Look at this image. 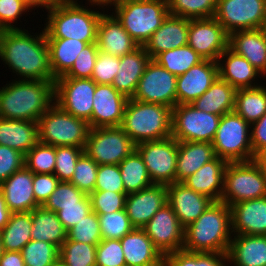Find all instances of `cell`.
<instances>
[{
  "instance_id": "6da1fadb",
  "label": "cell",
  "mask_w": 266,
  "mask_h": 266,
  "mask_svg": "<svg viewBox=\"0 0 266 266\" xmlns=\"http://www.w3.org/2000/svg\"><path fill=\"white\" fill-rule=\"evenodd\" d=\"M41 31L39 35H31L26 29L0 31V59L19 80H56L44 29Z\"/></svg>"
},
{
  "instance_id": "7a4b0ae2",
  "label": "cell",
  "mask_w": 266,
  "mask_h": 266,
  "mask_svg": "<svg viewBox=\"0 0 266 266\" xmlns=\"http://www.w3.org/2000/svg\"><path fill=\"white\" fill-rule=\"evenodd\" d=\"M54 82L12 80L0 88V117L38 122L54 104Z\"/></svg>"
},
{
  "instance_id": "3957f363",
  "label": "cell",
  "mask_w": 266,
  "mask_h": 266,
  "mask_svg": "<svg viewBox=\"0 0 266 266\" xmlns=\"http://www.w3.org/2000/svg\"><path fill=\"white\" fill-rule=\"evenodd\" d=\"M232 236L230 206L223 201H213L194 222L184 228L182 249L227 253Z\"/></svg>"
},
{
  "instance_id": "277c9868",
  "label": "cell",
  "mask_w": 266,
  "mask_h": 266,
  "mask_svg": "<svg viewBox=\"0 0 266 266\" xmlns=\"http://www.w3.org/2000/svg\"><path fill=\"white\" fill-rule=\"evenodd\" d=\"M78 0H60L49 9L45 21L46 38L77 39L97 43V26L102 11L82 6Z\"/></svg>"
},
{
  "instance_id": "5b68a950",
  "label": "cell",
  "mask_w": 266,
  "mask_h": 266,
  "mask_svg": "<svg viewBox=\"0 0 266 266\" xmlns=\"http://www.w3.org/2000/svg\"><path fill=\"white\" fill-rule=\"evenodd\" d=\"M120 127L136 145L169 138L172 134V108L129 98Z\"/></svg>"
},
{
  "instance_id": "8992f818",
  "label": "cell",
  "mask_w": 266,
  "mask_h": 266,
  "mask_svg": "<svg viewBox=\"0 0 266 266\" xmlns=\"http://www.w3.org/2000/svg\"><path fill=\"white\" fill-rule=\"evenodd\" d=\"M114 8L112 14L140 46L145 45L169 15L167 0H126Z\"/></svg>"
},
{
  "instance_id": "52a82bcc",
  "label": "cell",
  "mask_w": 266,
  "mask_h": 266,
  "mask_svg": "<svg viewBox=\"0 0 266 266\" xmlns=\"http://www.w3.org/2000/svg\"><path fill=\"white\" fill-rule=\"evenodd\" d=\"M90 130L88 121L69 114L54 103L38 119V142L85 149Z\"/></svg>"
},
{
  "instance_id": "ba28073f",
  "label": "cell",
  "mask_w": 266,
  "mask_h": 266,
  "mask_svg": "<svg viewBox=\"0 0 266 266\" xmlns=\"http://www.w3.org/2000/svg\"><path fill=\"white\" fill-rule=\"evenodd\" d=\"M251 125L234 111L221 116L212 142L217 157L231 162L254 160Z\"/></svg>"
},
{
  "instance_id": "9c48e42d",
  "label": "cell",
  "mask_w": 266,
  "mask_h": 266,
  "mask_svg": "<svg viewBox=\"0 0 266 266\" xmlns=\"http://www.w3.org/2000/svg\"><path fill=\"white\" fill-rule=\"evenodd\" d=\"M265 196L266 173L254 160L227 164L221 201L231 206Z\"/></svg>"
},
{
  "instance_id": "30bf717a",
  "label": "cell",
  "mask_w": 266,
  "mask_h": 266,
  "mask_svg": "<svg viewBox=\"0 0 266 266\" xmlns=\"http://www.w3.org/2000/svg\"><path fill=\"white\" fill-rule=\"evenodd\" d=\"M221 116L198 110L192 104L176 105L172 109V134L177 141L212 143Z\"/></svg>"
},
{
  "instance_id": "8fae6325",
  "label": "cell",
  "mask_w": 266,
  "mask_h": 266,
  "mask_svg": "<svg viewBox=\"0 0 266 266\" xmlns=\"http://www.w3.org/2000/svg\"><path fill=\"white\" fill-rule=\"evenodd\" d=\"M136 149L120 126L91 128L84 151L98 165H118Z\"/></svg>"
},
{
  "instance_id": "7c38bea8",
  "label": "cell",
  "mask_w": 266,
  "mask_h": 266,
  "mask_svg": "<svg viewBox=\"0 0 266 266\" xmlns=\"http://www.w3.org/2000/svg\"><path fill=\"white\" fill-rule=\"evenodd\" d=\"M266 0H217L214 18L230 35L236 31L263 28Z\"/></svg>"
},
{
  "instance_id": "4fadbf2b",
  "label": "cell",
  "mask_w": 266,
  "mask_h": 266,
  "mask_svg": "<svg viewBox=\"0 0 266 266\" xmlns=\"http://www.w3.org/2000/svg\"><path fill=\"white\" fill-rule=\"evenodd\" d=\"M152 183L169 185L176 182L178 141L172 136L136 145Z\"/></svg>"
},
{
  "instance_id": "5bb4252c",
  "label": "cell",
  "mask_w": 266,
  "mask_h": 266,
  "mask_svg": "<svg viewBox=\"0 0 266 266\" xmlns=\"http://www.w3.org/2000/svg\"><path fill=\"white\" fill-rule=\"evenodd\" d=\"M96 83L91 78L59 77L54 82V103L69 114L90 121Z\"/></svg>"
},
{
  "instance_id": "9a60e30c",
  "label": "cell",
  "mask_w": 266,
  "mask_h": 266,
  "mask_svg": "<svg viewBox=\"0 0 266 266\" xmlns=\"http://www.w3.org/2000/svg\"><path fill=\"white\" fill-rule=\"evenodd\" d=\"M176 82L177 76L151 59L132 99L144 103L161 104L173 109L177 105Z\"/></svg>"
},
{
  "instance_id": "2e32d148",
  "label": "cell",
  "mask_w": 266,
  "mask_h": 266,
  "mask_svg": "<svg viewBox=\"0 0 266 266\" xmlns=\"http://www.w3.org/2000/svg\"><path fill=\"white\" fill-rule=\"evenodd\" d=\"M228 42L229 35L214 17L189 19L188 45L204 60L217 62Z\"/></svg>"
},
{
  "instance_id": "e0dca14e",
  "label": "cell",
  "mask_w": 266,
  "mask_h": 266,
  "mask_svg": "<svg viewBox=\"0 0 266 266\" xmlns=\"http://www.w3.org/2000/svg\"><path fill=\"white\" fill-rule=\"evenodd\" d=\"M143 229L163 257L183 247L184 227L168 203L158 210Z\"/></svg>"
},
{
  "instance_id": "ac0fdd59",
  "label": "cell",
  "mask_w": 266,
  "mask_h": 266,
  "mask_svg": "<svg viewBox=\"0 0 266 266\" xmlns=\"http://www.w3.org/2000/svg\"><path fill=\"white\" fill-rule=\"evenodd\" d=\"M129 98L109 84H96L91 128L120 126Z\"/></svg>"
},
{
  "instance_id": "d6986e66",
  "label": "cell",
  "mask_w": 266,
  "mask_h": 266,
  "mask_svg": "<svg viewBox=\"0 0 266 266\" xmlns=\"http://www.w3.org/2000/svg\"><path fill=\"white\" fill-rule=\"evenodd\" d=\"M167 203V185L155 184L126 196L125 210L134 228H143Z\"/></svg>"
},
{
  "instance_id": "ffe728a7",
  "label": "cell",
  "mask_w": 266,
  "mask_h": 266,
  "mask_svg": "<svg viewBox=\"0 0 266 266\" xmlns=\"http://www.w3.org/2000/svg\"><path fill=\"white\" fill-rule=\"evenodd\" d=\"M219 77L218 62L203 60L187 72L177 76V105L191 104Z\"/></svg>"
},
{
  "instance_id": "44dd1931",
  "label": "cell",
  "mask_w": 266,
  "mask_h": 266,
  "mask_svg": "<svg viewBox=\"0 0 266 266\" xmlns=\"http://www.w3.org/2000/svg\"><path fill=\"white\" fill-rule=\"evenodd\" d=\"M212 202L211 198L195 192L182 182L167 185V203L184 228L194 222Z\"/></svg>"
},
{
  "instance_id": "7402d4cb",
  "label": "cell",
  "mask_w": 266,
  "mask_h": 266,
  "mask_svg": "<svg viewBox=\"0 0 266 266\" xmlns=\"http://www.w3.org/2000/svg\"><path fill=\"white\" fill-rule=\"evenodd\" d=\"M0 190L12 213L31 212L40 206L33 193V173L25 165L3 181Z\"/></svg>"
},
{
  "instance_id": "603a6c76",
  "label": "cell",
  "mask_w": 266,
  "mask_h": 266,
  "mask_svg": "<svg viewBox=\"0 0 266 266\" xmlns=\"http://www.w3.org/2000/svg\"><path fill=\"white\" fill-rule=\"evenodd\" d=\"M232 234L266 235V196L230 206Z\"/></svg>"
},
{
  "instance_id": "cb8c5ba5",
  "label": "cell",
  "mask_w": 266,
  "mask_h": 266,
  "mask_svg": "<svg viewBox=\"0 0 266 266\" xmlns=\"http://www.w3.org/2000/svg\"><path fill=\"white\" fill-rule=\"evenodd\" d=\"M99 51L113 56H124L140 45L135 42L113 14L103 12L97 26Z\"/></svg>"
},
{
  "instance_id": "d4e9b609",
  "label": "cell",
  "mask_w": 266,
  "mask_h": 266,
  "mask_svg": "<svg viewBox=\"0 0 266 266\" xmlns=\"http://www.w3.org/2000/svg\"><path fill=\"white\" fill-rule=\"evenodd\" d=\"M188 30L189 19L169 14L144 48L151 59H154L161 52L188 45Z\"/></svg>"
},
{
  "instance_id": "484cf974",
  "label": "cell",
  "mask_w": 266,
  "mask_h": 266,
  "mask_svg": "<svg viewBox=\"0 0 266 266\" xmlns=\"http://www.w3.org/2000/svg\"><path fill=\"white\" fill-rule=\"evenodd\" d=\"M120 242L126 266H164V257L143 228H134Z\"/></svg>"
},
{
  "instance_id": "4316f807",
  "label": "cell",
  "mask_w": 266,
  "mask_h": 266,
  "mask_svg": "<svg viewBox=\"0 0 266 266\" xmlns=\"http://www.w3.org/2000/svg\"><path fill=\"white\" fill-rule=\"evenodd\" d=\"M217 62L219 77L236 90L260 86L254 79L262 77V74L246 58L236 54L229 47L221 53Z\"/></svg>"
},
{
  "instance_id": "83f0119b",
  "label": "cell",
  "mask_w": 266,
  "mask_h": 266,
  "mask_svg": "<svg viewBox=\"0 0 266 266\" xmlns=\"http://www.w3.org/2000/svg\"><path fill=\"white\" fill-rule=\"evenodd\" d=\"M228 47L266 77V31L261 28L233 32L229 35Z\"/></svg>"
},
{
  "instance_id": "f1b7e54d",
  "label": "cell",
  "mask_w": 266,
  "mask_h": 266,
  "mask_svg": "<svg viewBox=\"0 0 266 266\" xmlns=\"http://www.w3.org/2000/svg\"><path fill=\"white\" fill-rule=\"evenodd\" d=\"M227 164V161L216 157L184 179L182 183L195 192L211 198L213 201H221Z\"/></svg>"
},
{
  "instance_id": "f546056e",
  "label": "cell",
  "mask_w": 266,
  "mask_h": 266,
  "mask_svg": "<svg viewBox=\"0 0 266 266\" xmlns=\"http://www.w3.org/2000/svg\"><path fill=\"white\" fill-rule=\"evenodd\" d=\"M227 255L230 265L266 266V235L233 234Z\"/></svg>"
},
{
  "instance_id": "4dcf8cb0",
  "label": "cell",
  "mask_w": 266,
  "mask_h": 266,
  "mask_svg": "<svg viewBox=\"0 0 266 266\" xmlns=\"http://www.w3.org/2000/svg\"><path fill=\"white\" fill-rule=\"evenodd\" d=\"M151 57L144 46L120 57V65L112 86L128 98H132Z\"/></svg>"
},
{
  "instance_id": "1f68e13d",
  "label": "cell",
  "mask_w": 266,
  "mask_h": 266,
  "mask_svg": "<svg viewBox=\"0 0 266 266\" xmlns=\"http://www.w3.org/2000/svg\"><path fill=\"white\" fill-rule=\"evenodd\" d=\"M216 157L212 143L178 141L176 182H182Z\"/></svg>"
},
{
  "instance_id": "d6a6232c",
  "label": "cell",
  "mask_w": 266,
  "mask_h": 266,
  "mask_svg": "<svg viewBox=\"0 0 266 266\" xmlns=\"http://www.w3.org/2000/svg\"><path fill=\"white\" fill-rule=\"evenodd\" d=\"M38 143V122L0 117V145L24 156Z\"/></svg>"
},
{
  "instance_id": "836d02e7",
  "label": "cell",
  "mask_w": 266,
  "mask_h": 266,
  "mask_svg": "<svg viewBox=\"0 0 266 266\" xmlns=\"http://www.w3.org/2000/svg\"><path fill=\"white\" fill-rule=\"evenodd\" d=\"M236 89L218 77L198 99L191 104L198 110L222 116L234 111Z\"/></svg>"
},
{
  "instance_id": "e575fe53",
  "label": "cell",
  "mask_w": 266,
  "mask_h": 266,
  "mask_svg": "<svg viewBox=\"0 0 266 266\" xmlns=\"http://www.w3.org/2000/svg\"><path fill=\"white\" fill-rule=\"evenodd\" d=\"M50 67L55 79L64 76L73 66L75 59L83 48L88 45L77 39L46 38Z\"/></svg>"
},
{
  "instance_id": "d590c367",
  "label": "cell",
  "mask_w": 266,
  "mask_h": 266,
  "mask_svg": "<svg viewBox=\"0 0 266 266\" xmlns=\"http://www.w3.org/2000/svg\"><path fill=\"white\" fill-rule=\"evenodd\" d=\"M31 239L49 242L60 248L67 239V231L55 212L39 206L32 210Z\"/></svg>"
},
{
  "instance_id": "8d00e7d4",
  "label": "cell",
  "mask_w": 266,
  "mask_h": 266,
  "mask_svg": "<svg viewBox=\"0 0 266 266\" xmlns=\"http://www.w3.org/2000/svg\"><path fill=\"white\" fill-rule=\"evenodd\" d=\"M32 211L12 213L8 223L0 231L1 242L5 251L21 252L31 241Z\"/></svg>"
},
{
  "instance_id": "74e56055",
  "label": "cell",
  "mask_w": 266,
  "mask_h": 266,
  "mask_svg": "<svg viewBox=\"0 0 266 266\" xmlns=\"http://www.w3.org/2000/svg\"><path fill=\"white\" fill-rule=\"evenodd\" d=\"M234 112L250 125L257 122L266 113V87L238 89Z\"/></svg>"
},
{
  "instance_id": "f35d334b",
  "label": "cell",
  "mask_w": 266,
  "mask_h": 266,
  "mask_svg": "<svg viewBox=\"0 0 266 266\" xmlns=\"http://www.w3.org/2000/svg\"><path fill=\"white\" fill-rule=\"evenodd\" d=\"M118 165L127 195L136 193L153 184L144 161L136 149Z\"/></svg>"
},
{
  "instance_id": "ab89813d",
  "label": "cell",
  "mask_w": 266,
  "mask_h": 266,
  "mask_svg": "<svg viewBox=\"0 0 266 266\" xmlns=\"http://www.w3.org/2000/svg\"><path fill=\"white\" fill-rule=\"evenodd\" d=\"M153 60L173 75L179 76L204 59L189 45H185L161 52Z\"/></svg>"
},
{
  "instance_id": "60d3db41",
  "label": "cell",
  "mask_w": 266,
  "mask_h": 266,
  "mask_svg": "<svg viewBox=\"0 0 266 266\" xmlns=\"http://www.w3.org/2000/svg\"><path fill=\"white\" fill-rule=\"evenodd\" d=\"M229 266L227 253L177 250L164 257V266Z\"/></svg>"
},
{
  "instance_id": "b9f144b4",
  "label": "cell",
  "mask_w": 266,
  "mask_h": 266,
  "mask_svg": "<svg viewBox=\"0 0 266 266\" xmlns=\"http://www.w3.org/2000/svg\"><path fill=\"white\" fill-rule=\"evenodd\" d=\"M97 245L65 240L59 248V261L65 266H96Z\"/></svg>"
},
{
  "instance_id": "7bdbcfd3",
  "label": "cell",
  "mask_w": 266,
  "mask_h": 266,
  "mask_svg": "<svg viewBox=\"0 0 266 266\" xmlns=\"http://www.w3.org/2000/svg\"><path fill=\"white\" fill-rule=\"evenodd\" d=\"M217 0H167L170 15L187 19L213 18Z\"/></svg>"
},
{
  "instance_id": "ee69618b",
  "label": "cell",
  "mask_w": 266,
  "mask_h": 266,
  "mask_svg": "<svg viewBox=\"0 0 266 266\" xmlns=\"http://www.w3.org/2000/svg\"><path fill=\"white\" fill-rule=\"evenodd\" d=\"M25 266H54L59 261V248L45 241H29L21 250Z\"/></svg>"
},
{
  "instance_id": "f6af8a7d",
  "label": "cell",
  "mask_w": 266,
  "mask_h": 266,
  "mask_svg": "<svg viewBox=\"0 0 266 266\" xmlns=\"http://www.w3.org/2000/svg\"><path fill=\"white\" fill-rule=\"evenodd\" d=\"M56 164V147L38 142L24 158V165L32 173L53 174Z\"/></svg>"
},
{
  "instance_id": "bcb514c9",
  "label": "cell",
  "mask_w": 266,
  "mask_h": 266,
  "mask_svg": "<svg viewBox=\"0 0 266 266\" xmlns=\"http://www.w3.org/2000/svg\"><path fill=\"white\" fill-rule=\"evenodd\" d=\"M102 239H121L130 233L134 227L131 225L126 210L98 215Z\"/></svg>"
},
{
  "instance_id": "7dc6e473",
  "label": "cell",
  "mask_w": 266,
  "mask_h": 266,
  "mask_svg": "<svg viewBox=\"0 0 266 266\" xmlns=\"http://www.w3.org/2000/svg\"><path fill=\"white\" fill-rule=\"evenodd\" d=\"M98 166L84 151L77 161L70 183L89 195L95 189Z\"/></svg>"
},
{
  "instance_id": "c3c4849f",
  "label": "cell",
  "mask_w": 266,
  "mask_h": 266,
  "mask_svg": "<svg viewBox=\"0 0 266 266\" xmlns=\"http://www.w3.org/2000/svg\"><path fill=\"white\" fill-rule=\"evenodd\" d=\"M87 194L79 190L74 184L60 181L50 197L42 205L45 209L57 212L62 206L79 205Z\"/></svg>"
},
{
  "instance_id": "681fc988",
  "label": "cell",
  "mask_w": 266,
  "mask_h": 266,
  "mask_svg": "<svg viewBox=\"0 0 266 266\" xmlns=\"http://www.w3.org/2000/svg\"><path fill=\"white\" fill-rule=\"evenodd\" d=\"M97 245L101 240L98 215L92 211L67 231V239Z\"/></svg>"
},
{
  "instance_id": "f907efd6",
  "label": "cell",
  "mask_w": 266,
  "mask_h": 266,
  "mask_svg": "<svg viewBox=\"0 0 266 266\" xmlns=\"http://www.w3.org/2000/svg\"><path fill=\"white\" fill-rule=\"evenodd\" d=\"M83 152L82 147L56 146V164L53 174L59 181H71L77 161Z\"/></svg>"
},
{
  "instance_id": "816d5d0a",
  "label": "cell",
  "mask_w": 266,
  "mask_h": 266,
  "mask_svg": "<svg viewBox=\"0 0 266 266\" xmlns=\"http://www.w3.org/2000/svg\"><path fill=\"white\" fill-rule=\"evenodd\" d=\"M126 192L94 190L89 194L92 211L97 215L125 209Z\"/></svg>"
},
{
  "instance_id": "f5cc1de1",
  "label": "cell",
  "mask_w": 266,
  "mask_h": 266,
  "mask_svg": "<svg viewBox=\"0 0 266 266\" xmlns=\"http://www.w3.org/2000/svg\"><path fill=\"white\" fill-rule=\"evenodd\" d=\"M96 266H126L119 239H102L97 244Z\"/></svg>"
},
{
  "instance_id": "db71d44e",
  "label": "cell",
  "mask_w": 266,
  "mask_h": 266,
  "mask_svg": "<svg viewBox=\"0 0 266 266\" xmlns=\"http://www.w3.org/2000/svg\"><path fill=\"white\" fill-rule=\"evenodd\" d=\"M98 53L97 43L86 45L75 59L71 69L61 77L91 78Z\"/></svg>"
},
{
  "instance_id": "11a10c76",
  "label": "cell",
  "mask_w": 266,
  "mask_h": 266,
  "mask_svg": "<svg viewBox=\"0 0 266 266\" xmlns=\"http://www.w3.org/2000/svg\"><path fill=\"white\" fill-rule=\"evenodd\" d=\"M120 65V57L99 51L91 79L96 84L112 85Z\"/></svg>"
},
{
  "instance_id": "9f6ffc18",
  "label": "cell",
  "mask_w": 266,
  "mask_h": 266,
  "mask_svg": "<svg viewBox=\"0 0 266 266\" xmlns=\"http://www.w3.org/2000/svg\"><path fill=\"white\" fill-rule=\"evenodd\" d=\"M94 190L125 192L119 165H99Z\"/></svg>"
},
{
  "instance_id": "6f0895ef",
  "label": "cell",
  "mask_w": 266,
  "mask_h": 266,
  "mask_svg": "<svg viewBox=\"0 0 266 266\" xmlns=\"http://www.w3.org/2000/svg\"><path fill=\"white\" fill-rule=\"evenodd\" d=\"M91 212V201L87 194L79 201V205L62 206L61 210L56 212V215L63 224L65 230L68 231Z\"/></svg>"
},
{
  "instance_id": "680465c9",
  "label": "cell",
  "mask_w": 266,
  "mask_h": 266,
  "mask_svg": "<svg viewBox=\"0 0 266 266\" xmlns=\"http://www.w3.org/2000/svg\"><path fill=\"white\" fill-rule=\"evenodd\" d=\"M29 10L23 0H0V29H21L11 23H15Z\"/></svg>"
},
{
  "instance_id": "91938a15",
  "label": "cell",
  "mask_w": 266,
  "mask_h": 266,
  "mask_svg": "<svg viewBox=\"0 0 266 266\" xmlns=\"http://www.w3.org/2000/svg\"><path fill=\"white\" fill-rule=\"evenodd\" d=\"M24 158L17 150L0 145V184L24 166Z\"/></svg>"
},
{
  "instance_id": "94428289",
  "label": "cell",
  "mask_w": 266,
  "mask_h": 266,
  "mask_svg": "<svg viewBox=\"0 0 266 266\" xmlns=\"http://www.w3.org/2000/svg\"><path fill=\"white\" fill-rule=\"evenodd\" d=\"M59 182L54 174L33 173V193L40 206L50 197Z\"/></svg>"
},
{
  "instance_id": "6125c7cd",
  "label": "cell",
  "mask_w": 266,
  "mask_h": 266,
  "mask_svg": "<svg viewBox=\"0 0 266 266\" xmlns=\"http://www.w3.org/2000/svg\"><path fill=\"white\" fill-rule=\"evenodd\" d=\"M251 145L254 156L266 147V113L255 123L251 124Z\"/></svg>"
},
{
  "instance_id": "be15d7a7",
  "label": "cell",
  "mask_w": 266,
  "mask_h": 266,
  "mask_svg": "<svg viewBox=\"0 0 266 266\" xmlns=\"http://www.w3.org/2000/svg\"><path fill=\"white\" fill-rule=\"evenodd\" d=\"M0 266H25L22 253L4 250L0 258Z\"/></svg>"
},
{
  "instance_id": "e7e4bbea",
  "label": "cell",
  "mask_w": 266,
  "mask_h": 266,
  "mask_svg": "<svg viewBox=\"0 0 266 266\" xmlns=\"http://www.w3.org/2000/svg\"><path fill=\"white\" fill-rule=\"evenodd\" d=\"M12 212L7 208L3 192L0 190V231L8 223Z\"/></svg>"
},
{
  "instance_id": "03108f58",
  "label": "cell",
  "mask_w": 266,
  "mask_h": 266,
  "mask_svg": "<svg viewBox=\"0 0 266 266\" xmlns=\"http://www.w3.org/2000/svg\"><path fill=\"white\" fill-rule=\"evenodd\" d=\"M24 3L32 10L34 8L45 7L46 11L55 6L60 0H23Z\"/></svg>"
},
{
  "instance_id": "003e7915",
  "label": "cell",
  "mask_w": 266,
  "mask_h": 266,
  "mask_svg": "<svg viewBox=\"0 0 266 266\" xmlns=\"http://www.w3.org/2000/svg\"><path fill=\"white\" fill-rule=\"evenodd\" d=\"M125 1L126 0H88L91 7H93V6L96 7V5H97L98 8L101 7L102 9H105L106 7H109L111 5L116 7L117 5H120Z\"/></svg>"
},
{
  "instance_id": "a7ac6f4b",
  "label": "cell",
  "mask_w": 266,
  "mask_h": 266,
  "mask_svg": "<svg viewBox=\"0 0 266 266\" xmlns=\"http://www.w3.org/2000/svg\"><path fill=\"white\" fill-rule=\"evenodd\" d=\"M254 161L266 173V147L255 155Z\"/></svg>"
},
{
  "instance_id": "89a4df30",
  "label": "cell",
  "mask_w": 266,
  "mask_h": 266,
  "mask_svg": "<svg viewBox=\"0 0 266 266\" xmlns=\"http://www.w3.org/2000/svg\"><path fill=\"white\" fill-rule=\"evenodd\" d=\"M3 252H4V249H3V245H2L1 237H0V258H1L2 254H3Z\"/></svg>"
},
{
  "instance_id": "2644e50d",
  "label": "cell",
  "mask_w": 266,
  "mask_h": 266,
  "mask_svg": "<svg viewBox=\"0 0 266 266\" xmlns=\"http://www.w3.org/2000/svg\"><path fill=\"white\" fill-rule=\"evenodd\" d=\"M54 266H65L60 261H58Z\"/></svg>"
},
{
  "instance_id": "8c879c8a",
  "label": "cell",
  "mask_w": 266,
  "mask_h": 266,
  "mask_svg": "<svg viewBox=\"0 0 266 266\" xmlns=\"http://www.w3.org/2000/svg\"><path fill=\"white\" fill-rule=\"evenodd\" d=\"M264 31H266V17H265V22H264V25H263V28H262Z\"/></svg>"
}]
</instances>
